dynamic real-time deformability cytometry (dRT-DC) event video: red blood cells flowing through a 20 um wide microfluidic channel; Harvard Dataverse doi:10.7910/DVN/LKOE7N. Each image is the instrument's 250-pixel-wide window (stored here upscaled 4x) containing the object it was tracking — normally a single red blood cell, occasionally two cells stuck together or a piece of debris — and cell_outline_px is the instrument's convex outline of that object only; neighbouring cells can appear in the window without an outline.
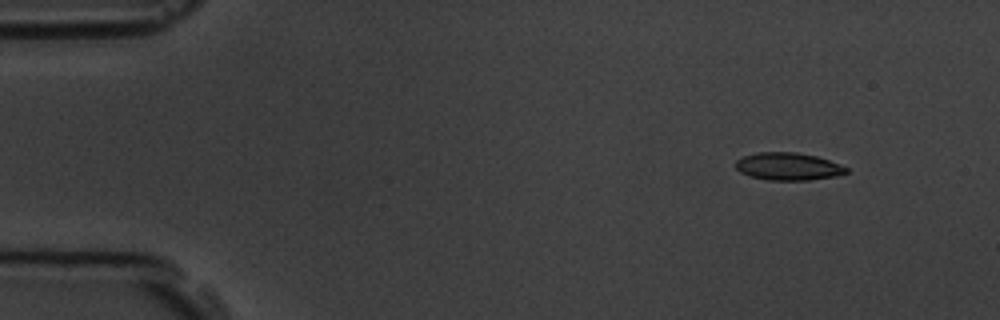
{"species": "common noctule bat (a hibernating species)", "species_latin": "Nyctalus noctula", "temperature_condition": "room temperature", "stored_images_in_passage": 4, "camera_frame_rate_fps": 3000, "um_per_image_px": 0.085, "animal": {"sex": "male", "body_mass_g": 19.5, "forearm_length_mm": 54.6}, "frame": {"image": 1, "passage_image": 1, "time_ms": 0.0, "image_size_px": [1000, 320], "cell_outline_px": [[848, 172], [836, 176], [808, 180], [768, 180], [752, 176], [740, 172], [736, 168], [736, 160], [744, 156], [756, 152], [796, 152], [816, 156], [840, 164], [848, 168]], "centroid_in_image_um": [67.0, 14.14], "position_along_channel_um": 18.0, "area_um2": 17.69}}
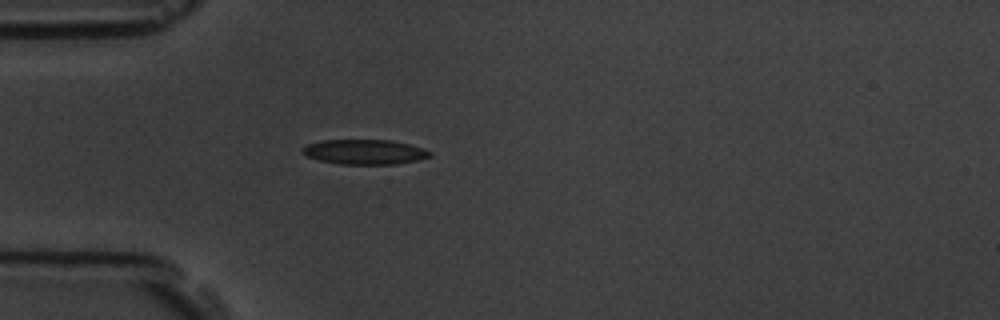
{"frame": {"image": 2, "passage_image": 4, "time_ms": 3.333, "image_size_px": [1000, 320], "cell_outline_px": [[432, 156], [416, 160], [396, 164], [340, 164], [320, 160], [304, 156], [300, 152], [300, 148], [308, 144], [324, 140], [392, 140], [424, 148], [432, 152]], "centroid_in_image_um": [30.97, 12.91], "position_along_channel_um": 54.0, "area_um2": 18.55}}